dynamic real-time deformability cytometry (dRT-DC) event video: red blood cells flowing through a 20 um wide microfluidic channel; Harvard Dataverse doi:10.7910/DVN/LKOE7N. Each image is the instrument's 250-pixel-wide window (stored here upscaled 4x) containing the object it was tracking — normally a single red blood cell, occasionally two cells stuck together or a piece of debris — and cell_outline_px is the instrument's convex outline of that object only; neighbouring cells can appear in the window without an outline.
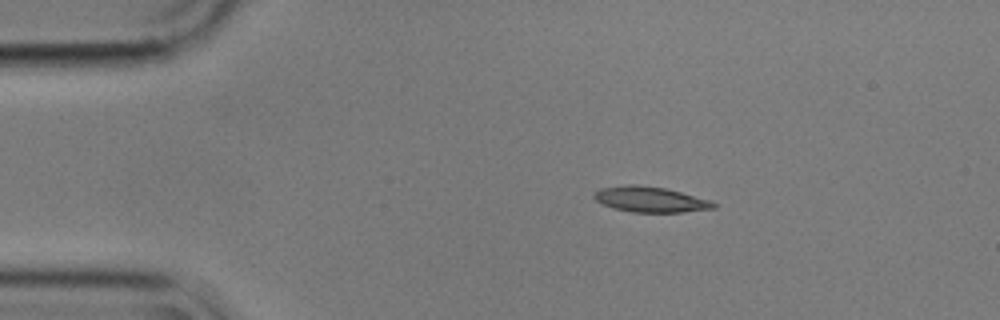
{"species": "common noctule bat (a hibernating species)", "species_latin": "Nyctalus noctula", "temperature_condition": "cold", "stored_images_in_passage": 4, "camera_frame_rate_fps": 3000, "um_per_image_px": 0.085, "animal": {"sex": "male", "body_mass_g": 17.9}, "frame": {"image": 1, "passage_image": 1, "time_ms": 0.0, "image_size_px": [1000, 320], "cell_outline_px": [[716, 208], [684, 212], [632, 212], [612, 208], [596, 200], [592, 196], [600, 188], [628, 184], [636, 184], [664, 188], [712, 200], [716, 204]], "centroid_in_image_um": [55.29, 16.95], "position_along_channel_um": 29.7, "area_um2": 17.74}}
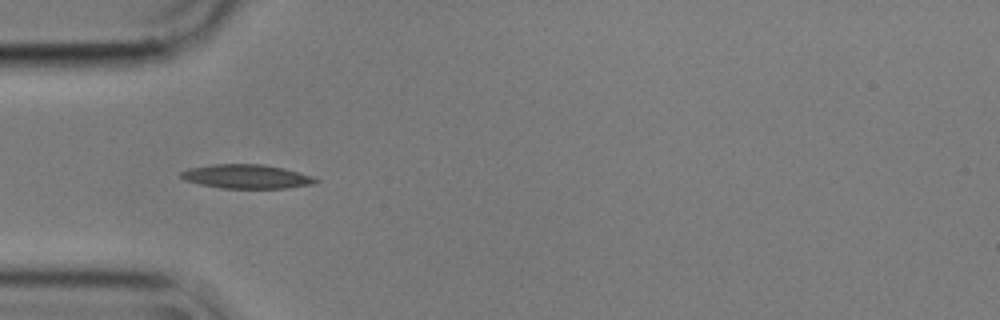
{"frame": {"image": 2, "passage_image": 3, "time_ms": 0.667, "image_size_px": [1000, 320], "cell_outline_px": [[320, 180], [312, 184], [284, 188], [220, 188], [200, 184], [184, 180], [180, 176], [180, 172], [188, 168], [212, 164], [264, 164], [284, 168], [312, 176]], "centroid_in_image_um": [20.92, 14.99], "position_along_channel_um": 64.1, "area_um2": 18.84}}
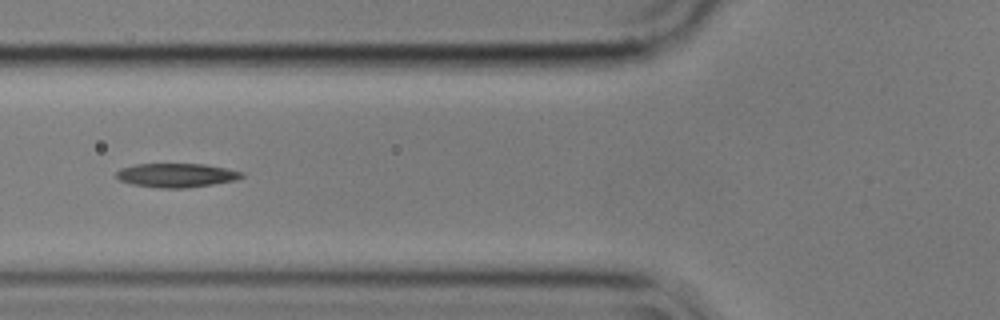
{"frame": {"image": 3, "passage_image": 4, "time_ms": 1.0, "image_size_px": [1000, 320], "cell_outline_px": [[244, 176], [236, 180], [212, 184], [184, 188], [156, 188], [132, 184], [120, 180], [116, 176], [116, 172], [120, 168], [136, 164], [204, 164], [244, 172]], "centroid_in_image_um": [14.98, 14.9], "position_along_channel_um": 110.8, "area_um2": 17.46}}